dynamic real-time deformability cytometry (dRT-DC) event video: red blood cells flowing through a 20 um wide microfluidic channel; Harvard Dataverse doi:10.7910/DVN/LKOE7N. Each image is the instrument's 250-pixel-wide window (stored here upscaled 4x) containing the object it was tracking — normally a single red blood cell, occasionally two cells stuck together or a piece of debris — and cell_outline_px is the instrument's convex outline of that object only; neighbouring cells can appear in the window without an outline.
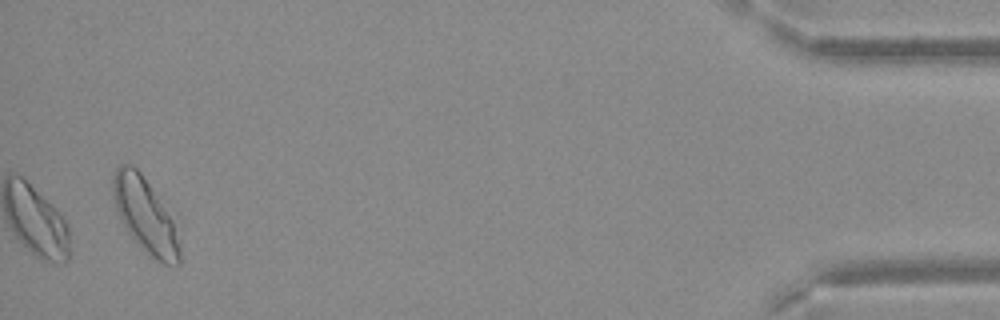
{"species": "Egyptian fruit bat (a non-hibernating species)", "species_latin": "Rousettus aegyptiacus", "temperature_condition": "warm", "stored_images_in_passage": 41, "camera_frame_rate_fps": 3000, "um_per_image_px": 0.085, "frame": {"image": 1, "passage_image": 41, "time_ms": 13.333, "image_size_px": [1000, 320], "cell_outline_px": [[180, 264], [176, 268], [164, 264], [156, 260], [140, 248], [128, 232], [116, 212], [112, 196], [112, 176], [116, 168], [120, 164], [132, 164], [140, 172], [172, 220], [180, 240]], "centroid_in_image_um": [12.32, 18.35], "position_along_channel_um": 422.9, "area_um2": 28.9}}